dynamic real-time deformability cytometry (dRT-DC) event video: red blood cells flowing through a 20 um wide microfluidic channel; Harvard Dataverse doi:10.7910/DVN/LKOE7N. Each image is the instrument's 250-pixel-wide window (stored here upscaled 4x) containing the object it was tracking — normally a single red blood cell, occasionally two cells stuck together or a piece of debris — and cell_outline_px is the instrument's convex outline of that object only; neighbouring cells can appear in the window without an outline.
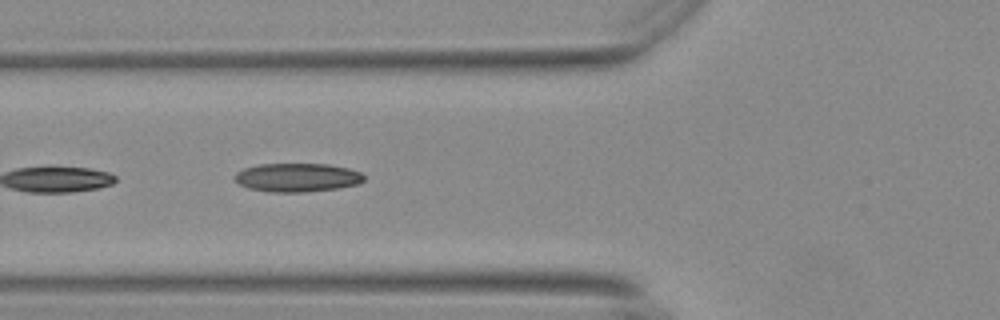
{"species": "Egyptian fruit bat (a non-hibernating species)", "species_latin": "Rousettus aegyptiacus", "temperature_condition": "warm", "stored_images_in_passage": 17, "camera_frame_rate_fps": 3000, "um_per_image_px": 0.085, "animal": {"sex": "female"}, "frame": {"image": 1, "passage_image": 8, "time_ms": 2.333, "image_size_px": [1000, 320], "cell_outline_px": [[364, 180], [356, 184], [336, 188], [304, 192], [268, 192], [248, 188], [240, 184], [236, 180], [236, 172], [244, 168], [260, 164], [328, 164], [348, 168], [360, 172], [364, 176]], "centroid_in_image_um": [25.25, 15.08], "position_along_channel_um": 100.5, "area_um2": 21.39}}